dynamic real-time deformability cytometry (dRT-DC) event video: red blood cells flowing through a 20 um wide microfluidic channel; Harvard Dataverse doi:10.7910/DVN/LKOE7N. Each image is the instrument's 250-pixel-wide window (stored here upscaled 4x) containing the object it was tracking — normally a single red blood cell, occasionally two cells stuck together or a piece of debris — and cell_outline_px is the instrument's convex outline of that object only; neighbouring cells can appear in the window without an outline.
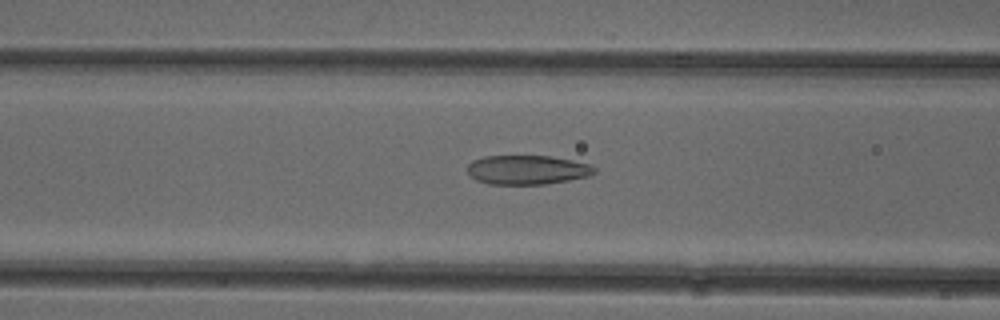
{"species": "common noctule bat (a hibernating species)", "species_latin": "Nyctalus noctula", "temperature_condition": "cold", "stored_images_in_passage": 50, "camera_frame_rate_fps": 3000, "um_per_image_px": 0.085, "animal": {"sex": "female"}, "frame": {"image": 1, "passage_image": 21, "time_ms": 6.667, "image_size_px": [1000, 320], "cell_outline_px": [[596, 172], [588, 176], [568, 180], [544, 184], [488, 184], [476, 180], [468, 172], [468, 164], [472, 160], [484, 156], [552, 156], [592, 164], [596, 168]], "centroid_in_image_um": [44.83, 14.43], "position_along_channel_um": 121.8, "area_um2": 21.68}}
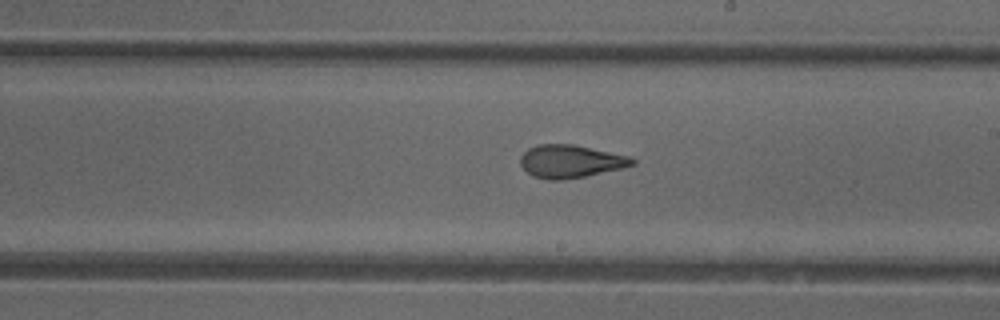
{"frame": {"image": 2, "passage_image": 30, "time_ms": 9.667, "image_size_px": [1000, 320], "cell_outline_px": [[636, 164], [624, 168], [584, 176], [560, 180], [548, 180], [532, 176], [520, 164], [520, 156], [528, 148], [540, 144], [572, 144], [628, 156], [636, 160]], "centroid_in_image_um": [48.49, 13.72], "position_along_channel_um": 240.5, "area_um2": 21.33}}
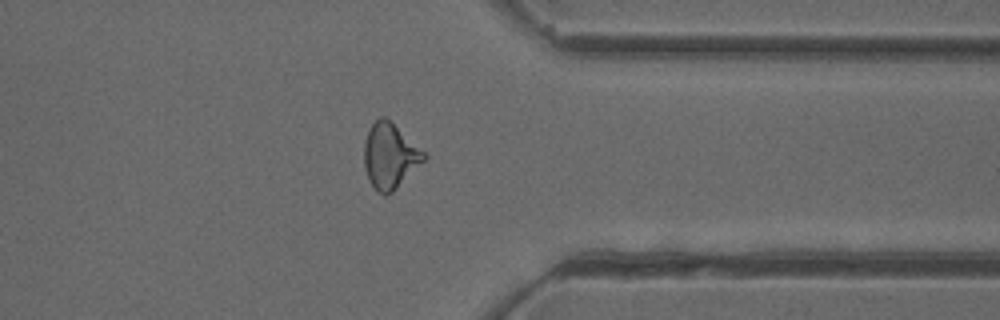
{"frame": {"image": 3, "passage_image": 41, "time_ms": 13.333, "image_size_px": [1000, 320], "cell_outline_px": [[428, 156], [392, 192], [384, 196], [376, 192], [368, 180], [364, 168], [364, 144], [368, 128], [380, 116], [384, 116], [428, 152]], "centroid_in_image_um": [33.14, 13.25], "position_along_channel_um": 378.3, "area_um2": 23.0}, "authors_computed_cell_mechanics": {"area_um2": 22.542, "velocity_mm_per_s": 3.9498, "shape_relaxation_time_tau1_ms": null, "shape_relaxation_time_tau2_ms": 1.5647, "deformation_change_tau1": null, "deformation_change_tau2": 0.0839}}